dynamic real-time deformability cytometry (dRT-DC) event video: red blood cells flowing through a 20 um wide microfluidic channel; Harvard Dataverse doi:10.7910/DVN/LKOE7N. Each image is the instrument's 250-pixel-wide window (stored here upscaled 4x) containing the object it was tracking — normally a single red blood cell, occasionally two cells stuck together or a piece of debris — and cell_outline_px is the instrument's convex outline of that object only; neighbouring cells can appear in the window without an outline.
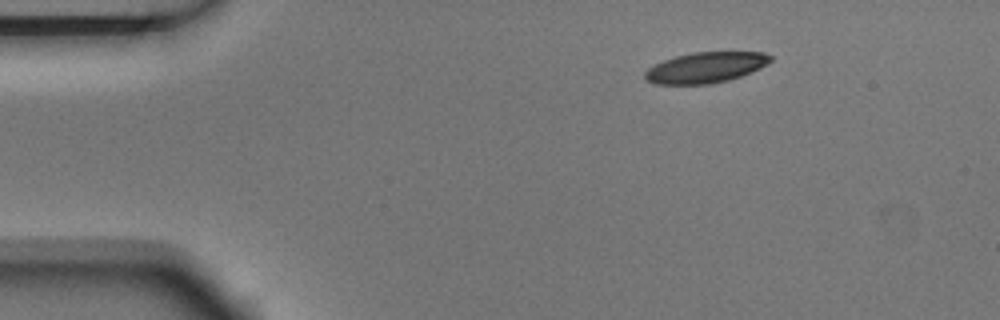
{"species": "Egyptian fruit bat (a non-hibernating species)", "species_latin": "Rousettus aegyptiacus", "temperature_condition": "room temperature", "stored_images_in_passage": 3, "camera_frame_rate_fps": 3000, "um_per_image_px": 0.085, "animal": {"sex": "male"}, "frame": {"image": 1, "passage_image": 1, "time_ms": 0.0, "image_size_px": [1000, 320], "cell_outline_px": [[772, 60], [768, 64], [760, 68], [740, 76], [728, 80], [708, 84], [652, 84], [644, 76], [644, 72], [648, 68], [664, 60], [676, 56], [696, 52], [764, 52], [772, 56]], "centroid_in_image_um": [59.99, 5.74], "position_along_channel_um": 25.0, "area_um2": 22.31}}